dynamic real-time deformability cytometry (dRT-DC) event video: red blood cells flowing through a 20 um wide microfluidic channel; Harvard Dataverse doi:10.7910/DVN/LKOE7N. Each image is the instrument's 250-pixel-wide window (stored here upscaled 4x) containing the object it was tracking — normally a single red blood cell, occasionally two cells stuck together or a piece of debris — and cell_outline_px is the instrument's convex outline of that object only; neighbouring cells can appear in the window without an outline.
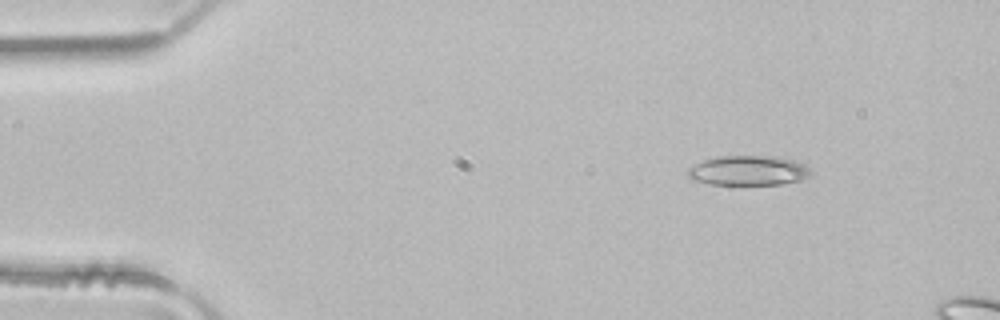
{"species": "common noctule bat (a hibernating species)", "species_latin": "Nyctalus noctula", "temperature_condition": "room temperature", "stored_images_in_passage": 4, "camera_frame_rate_fps": 3000, "um_per_image_px": 0.085, "animal": {"sex": "male", "body_mass_g": 21.5, "forearm_length_mm": 52.0}, "frame": {"image": 1, "passage_image": 2, "time_ms": 0.333, "image_size_px": [1000, 320], "cell_outline_px": [[812, 172], [808, 176], [800, 180], [780, 184], [708, 184], [692, 180], [688, 176], [688, 168], [704, 160], [720, 156], [768, 156], [792, 160], [804, 164]], "centroid_in_image_um": [63.58, 14.5], "position_along_channel_um": 21.4, "area_um2": 21.04}}